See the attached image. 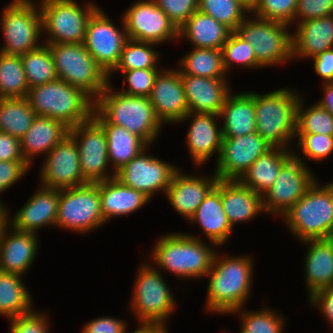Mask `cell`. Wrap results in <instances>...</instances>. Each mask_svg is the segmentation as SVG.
<instances>
[{
	"mask_svg": "<svg viewBox=\"0 0 333 333\" xmlns=\"http://www.w3.org/2000/svg\"><path fill=\"white\" fill-rule=\"evenodd\" d=\"M231 32L212 16L197 10L178 29V40L195 48L222 49Z\"/></svg>",
	"mask_w": 333,
	"mask_h": 333,
	"instance_id": "d6a6232c",
	"label": "cell"
},
{
	"mask_svg": "<svg viewBox=\"0 0 333 333\" xmlns=\"http://www.w3.org/2000/svg\"><path fill=\"white\" fill-rule=\"evenodd\" d=\"M240 329V331H239V333H246L241 327H239ZM221 333H230V331L228 332V330L227 331H221Z\"/></svg>",
	"mask_w": 333,
	"mask_h": 333,
	"instance_id": "e7e4bbea",
	"label": "cell"
},
{
	"mask_svg": "<svg viewBox=\"0 0 333 333\" xmlns=\"http://www.w3.org/2000/svg\"><path fill=\"white\" fill-rule=\"evenodd\" d=\"M59 197L60 190L39 185L17 212L11 214L9 209L7 224L15 230L39 235L43 228H55Z\"/></svg>",
	"mask_w": 333,
	"mask_h": 333,
	"instance_id": "603a6c76",
	"label": "cell"
},
{
	"mask_svg": "<svg viewBox=\"0 0 333 333\" xmlns=\"http://www.w3.org/2000/svg\"><path fill=\"white\" fill-rule=\"evenodd\" d=\"M28 87L49 83L58 78L49 47L42 44L21 56Z\"/></svg>",
	"mask_w": 333,
	"mask_h": 333,
	"instance_id": "b9f144b4",
	"label": "cell"
},
{
	"mask_svg": "<svg viewBox=\"0 0 333 333\" xmlns=\"http://www.w3.org/2000/svg\"><path fill=\"white\" fill-rule=\"evenodd\" d=\"M49 319H52L49 311L34 308L29 313L9 319V333H50L52 320Z\"/></svg>",
	"mask_w": 333,
	"mask_h": 333,
	"instance_id": "681fc988",
	"label": "cell"
},
{
	"mask_svg": "<svg viewBox=\"0 0 333 333\" xmlns=\"http://www.w3.org/2000/svg\"><path fill=\"white\" fill-rule=\"evenodd\" d=\"M323 96L316 102L333 116V82L321 84Z\"/></svg>",
	"mask_w": 333,
	"mask_h": 333,
	"instance_id": "680465c9",
	"label": "cell"
},
{
	"mask_svg": "<svg viewBox=\"0 0 333 333\" xmlns=\"http://www.w3.org/2000/svg\"><path fill=\"white\" fill-rule=\"evenodd\" d=\"M8 223V217H0V233L2 228Z\"/></svg>",
	"mask_w": 333,
	"mask_h": 333,
	"instance_id": "6125c7cd",
	"label": "cell"
},
{
	"mask_svg": "<svg viewBox=\"0 0 333 333\" xmlns=\"http://www.w3.org/2000/svg\"><path fill=\"white\" fill-rule=\"evenodd\" d=\"M194 170L195 173H187L180 167L164 195L173 211L187 222L218 181L214 171L209 175L202 172L200 167H195Z\"/></svg>",
	"mask_w": 333,
	"mask_h": 333,
	"instance_id": "44dd1931",
	"label": "cell"
},
{
	"mask_svg": "<svg viewBox=\"0 0 333 333\" xmlns=\"http://www.w3.org/2000/svg\"><path fill=\"white\" fill-rule=\"evenodd\" d=\"M298 0H257L250 13L255 17L287 23H295Z\"/></svg>",
	"mask_w": 333,
	"mask_h": 333,
	"instance_id": "c3c4849f",
	"label": "cell"
},
{
	"mask_svg": "<svg viewBox=\"0 0 333 333\" xmlns=\"http://www.w3.org/2000/svg\"><path fill=\"white\" fill-rule=\"evenodd\" d=\"M108 83L94 101V109L109 123L121 126L140 137L147 145L157 144L164 125L148 97L124 94Z\"/></svg>",
	"mask_w": 333,
	"mask_h": 333,
	"instance_id": "3957f363",
	"label": "cell"
},
{
	"mask_svg": "<svg viewBox=\"0 0 333 333\" xmlns=\"http://www.w3.org/2000/svg\"><path fill=\"white\" fill-rule=\"evenodd\" d=\"M241 1L251 9V7L256 3L257 0H241Z\"/></svg>",
	"mask_w": 333,
	"mask_h": 333,
	"instance_id": "be15d7a7",
	"label": "cell"
},
{
	"mask_svg": "<svg viewBox=\"0 0 333 333\" xmlns=\"http://www.w3.org/2000/svg\"><path fill=\"white\" fill-rule=\"evenodd\" d=\"M39 185L57 190L75 188L87 182L83 179L75 141L67 135L40 161Z\"/></svg>",
	"mask_w": 333,
	"mask_h": 333,
	"instance_id": "ac0fdd59",
	"label": "cell"
},
{
	"mask_svg": "<svg viewBox=\"0 0 333 333\" xmlns=\"http://www.w3.org/2000/svg\"><path fill=\"white\" fill-rule=\"evenodd\" d=\"M158 47L159 45L154 43L128 39L124 44L119 63L113 71L162 69L160 61H162L163 54Z\"/></svg>",
	"mask_w": 333,
	"mask_h": 333,
	"instance_id": "60d3db41",
	"label": "cell"
},
{
	"mask_svg": "<svg viewBox=\"0 0 333 333\" xmlns=\"http://www.w3.org/2000/svg\"><path fill=\"white\" fill-rule=\"evenodd\" d=\"M189 112L220 115L225 100L234 90L229 78L182 75Z\"/></svg>",
	"mask_w": 333,
	"mask_h": 333,
	"instance_id": "484cf974",
	"label": "cell"
},
{
	"mask_svg": "<svg viewBox=\"0 0 333 333\" xmlns=\"http://www.w3.org/2000/svg\"><path fill=\"white\" fill-rule=\"evenodd\" d=\"M31 169L26 161H0V195L25 179Z\"/></svg>",
	"mask_w": 333,
	"mask_h": 333,
	"instance_id": "816d5d0a",
	"label": "cell"
},
{
	"mask_svg": "<svg viewBox=\"0 0 333 333\" xmlns=\"http://www.w3.org/2000/svg\"><path fill=\"white\" fill-rule=\"evenodd\" d=\"M157 237L146 254L157 270L170 273L179 279L204 280L210 271L219 247L209 241L193 238L186 232H167Z\"/></svg>",
	"mask_w": 333,
	"mask_h": 333,
	"instance_id": "7a4b0ae2",
	"label": "cell"
},
{
	"mask_svg": "<svg viewBox=\"0 0 333 333\" xmlns=\"http://www.w3.org/2000/svg\"><path fill=\"white\" fill-rule=\"evenodd\" d=\"M128 309L135 323L164 324L168 326L177 310L174 289L164 273L148 260H141L136 268ZM167 281V282H166Z\"/></svg>",
	"mask_w": 333,
	"mask_h": 333,
	"instance_id": "277c9868",
	"label": "cell"
},
{
	"mask_svg": "<svg viewBox=\"0 0 333 333\" xmlns=\"http://www.w3.org/2000/svg\"><path fill=\"white\" fill-rule=\"evenodd\" d=\"M156 5L179 29L198 10L199 0H154Z\"/></svg>",
	"mask_w": 333,
	"mask_h": 333,
	"instance_id": "f907efd6",
	"label": "cell"
},
{
	"mask_svg": "<svg viewBox=\"0 0 333 333\" xmlns=\"http://www.w3.org/2000/svg\"><path fill=\"white\" fill-rule=\"evenodd\" d=\"M333 15V0H298L295 23Z\"/></svg>",
	"mask_w": 333,
	"mask_h": 333,
	"instance_id": "f5cc1de1",
	"label": "cell"
},
{
	"mask_svg": "<svg viewBox=\"0 0 333 333\" xmlns=\"http://www.w3.org/2000/svg\"><path fill=\"white\" fill-rule=\"evenodd\" d=\"M307 299L308 306L318 310L329 328L333 327V287L317 290Z\"/></svg>",
	"mask_w": 333,
	"mask_h": 333,
	"instance_id": "11a10c76",
	"label": "cell"
},
{
	"mask_svg": "<svg viewBox=\"0 0 333 333\" xmlns=\"http://www.w3.org/2000/svg\"><path fill=\"white\" fill-rule=\"evenodd\" d=\"M220 252L222 248L217 250L205 277L207 292L203 308L207 314L229 316L233 311L248 306L253 293L256 262L252 254L227 255Z\"/></svg>",
	"mask_w": 333,
	"mask_h": 333,
	"instance_id": "6da1fadb",
	"label": "cell"
},
{
	"mask_svg": "<svg viewBox=\"0 0 333 333\" xmlns=\"http://www.w3.org/2000/svg\"><path fill=\"white\" fill-rule=\"evenodd\" d=\"M151 145H148L135 158L122 166L115 173V178L122 184L144 193L154 200V196L165 195L174 174L180 168L149 153Z\"/></svg>",
	"mask_w": 333,
	"mask_h": 333,
	"instance_id": "9a60e30c",
	"label": "cell"
},
{
	"mask_svg": "<svg viewBox=\"0 0 333 333\" xmlns=\"http://www.w3.org/2000/svg\"><path fill=\"white\" fill-rule=\"evenodd\" d=\"M185 121L190 122L183 142L194 167L202 168L213 158L217 161L223 139L219 115L188 112L179 123Z\"/></svg>",
	"mask_w": 333,
	"mask_h": 333,
	"instance_id": "ffe728a7",
	"label": "cell"
},
{
	"mask_svg": "<svg viewBox=\"0 0 333 333\" xmlns=\"http://www.w3.org/2000/svg\"><path fill=\"white\" fill-rule=\"evenodd\" d=\"M221 201L227 219L235 229L236 224H243L264 215L262 195L252 191L239 180L221 179Z\"/></svg>",
	"mask_w": 333,
	"mask_h": 333,
	"instance_id": "f546056e",
	"label": "cell"
},
{
	"mask_svg": "<svg viewBox=\"0 0 333 333\" xmlns=\"http://www.w3.org/2000/svg\"><path fill=\"white\" fill-rule=\"evenodd\" d=\"M198 10L212 16L232 32L250 14V8L241 0H199Z\"/></svg>",
	"mask_w": 333,
	"mask_h": 333,
	"instance_id": "f6af8a7d",
	"label": "cell"
},
{
	"mask_svg": "<svg viewBox=\"0 0 333 333\" xmlns=\"http://www.w3.org/2000/svg\"><path fill=\"white\" fill-rule=\"evenodd\" d=\"M161 69H135L129 71H112L108 75V81L112 83L115 74L123 79V86L116 88L118 91L132 96L149 97L156 75ZM119 72V73H118Z\"/></svg>",
	"mask_w": 333,
	"mask_h": 333,
	"instance_id": "7dc6e473",
	"label": "cell"
},
{
	"mask_svg": "<svg viewBox=\"0 0 333 333\" xmlns=\"http://www.w3.org/2000/svg\"><path fill=\"white\" fill-rule=\"evenodd\" d=\"M101 214L109 224L146 207L152 200L144 193L122 184L115 177L99 182Z\"/></svg>",
	"mask_w": 333,
	"mask_h": 333,
	"instance_id": "f1b7e54d",
	"label": "cell"
},
{
	"mask_svg": "<svg viewBox=\"0 0 333 333\" xmlns=\"http://www.w3.org/2000/svg\"><path fill=\"white\" fill-rule=\"evenodd\" d=\"M291 28L287 23L260 19L250 13L235 32L252 45L257 62L268 69L293 62Z\"/></svg>",
	"mask_w": 333,
	"mask_h": 333,
	"instance_id": "30bf717a",
	"label": "cell"
},
{
	"mask_svg": "<svg viewBox=\"0 0 333 333\" xmlns=\"http://www.w3.org/2000/svg\"><path fill=\"white\" fill-rule=\"evenodd\" d=\"M99 7L90 17L83 45L95 62L109 75L119 63L124 44L128 40L122 16L119 24ZM121 28V29H120Z\"/></svg>",
	"mask_w": 333,
	"mask_h": 333,
	"instance_id": "5bb4252c",
	"label": "cell"
},
{
	"mask_svg": "<svg viewBox=\"0 0 333 333\" xmlns=\"http://www.w3.org/2000/svg\"><path fill=\"white\" fill-rule=\"evenodd\" d=\"M136 329L127 333H169V327L164 324L136 323Z\"/></svg>",
	"mask_w": 333,
	"mask_h": 333,
	"instance_id": "91938a15",
	"label": "cell"
},
{
	"mask_svg": "<svg viewBox=\"0 0 333 333\" xmlns=\"http://www.w3.org/2000/svg\"><path fill=\"white\" fill-rule=\"evenodd\" d=\"M68 135L77 145L82 176L87 183L115 177L108 159L105 131L93 118L69 128Z\"/></svg>",
	"mask_w": 333,
	"mask_h": 333,
	"instance_id": "2e32d148",
	"label": "cell"
},
{
	"mask_svg": "<svg viewBox=\"0 0 333 333\" xmlns=\"http://www.w3.org/2000/svg\"><path fill=\"white\" fill-rule=\"evenodd\" d=\"M306 247L303 270L306 296L333 287V238L312 239L300 242Z\"/></svg>",
	"mask_w": 333,
	"mask_h": 333,
	"instance_id": "4316f807",
	"label": "cell"
},
{
	"mask_svg": "<svg viewBox=\"0 0 333 333\" xmlns=\"http://www.w3.org/2000/svg\"><path fill=\"white\" fill-rule=\"evenodd\" d=\"M187 223L198 226L203 233V236L191 232L186 233L193 238L213 242L219 248H223L230 241L234 229L230 225L222 206L221 179H218L216 185L205 196L203 202Z\"/></svg>",
	"mask_w": 333,
	"mask_h": 333,
	"instance_id": "d4e9b609",
	"label": "cell"
},
{
	"mask_svg": "<svg viewBox=\"0 0 333 333\" xmlns=\"http://www.w3.org/2000/svg\"><path fill=\"white\" fill-rule=\"evenodd\" d=\"M294 144L297 146L292 149L293 155L306 166H309L308 161L321 163L333 155V136L302 133Z\"/></svg>",
	"mask_w": 333,
	"mask_h": 333,
	"instance_id": "bcb514c9",
	"label": "cell"
},
{
	"mask_svg": "<svg viewBox=\"0 0 333 333\" xmlns=\"http://www.w3.org/2000/svg\"><path fill=\"white\" fill-rule=\"evenodd\" d=\"M0 13V53L21 57L43 44L42 14L37 0H11Z\"/></svg>",
	"mask_w": 333,
	"mask_h": 333,
	"instance_id": "9c48e42d",
	"label": "cell"
},
{
	"mask_svg": "<svg viewBox=\"0 0 333 333\" xmlns=\"http://www.w3.org/2000/svg\"><path fill=\"white\" fill-rule=\"evenodd\" d=\"M28 90L21 57L0 53V98H26Z\"/></svg>",
	"mask_w": 333,
	"mask_h": 333,
	"instance_id": "7bdbcfd3",
	"label": "cell"
},
{
	"mask_svg": "<svg viewBox=\"0 0 333 333\" xmlns=\"http://www.w3.org/2000/svg\"><path fill=\"white\" fill-rule=\"evenodd\" d=\"M292 31V57L309 60L333 48V15L299 22Z\"/></svg>",
	"mask_w": 333,
	"mask_h": 333,
	"instance_id": "83f0119b",
	"label": "cell"
},
{
	"mask_svg": "<svg viewBox=\"0 0 333 333\" xmlns=\"http://www.w3.org/2000/svg\"><path fill=\"white\" fill-rule=\"evenodd\" d=\"M25 276L0 272V315L7 320L31 312L36 306L24 283Z\"/></svg>",
	"mask_w": 333,
	"mask_h": 333,
	"instance_id": "d590c367",
	"label": "cell"
},
{
	"mask_svg": "<svg viewBox=\"0 0 333 333\" xmlns=\"http://www.w3.org/2000/svg\"><path fill=\"white\" fill-rule=\"evenodd\" d=\"M68 134L69 128L63 122L37 115L32 126L20 139L22 156L34 167L36 159L44 157Z\"/></svg>",
	"mask_w": 333,
	"mask_h": 333,
	"instance_id": "4dcf8cb0",
	"label": "cell"
},
{
	"mask_svg": "<svg viewBox=\"0 0 333 333\" xmlns=\"http://www.w3.org/2000/svg\"><path fill=\"white\" fill-rule=\"evenodd\" d=\"M85 1H37L42 14L43 44L83 43L88 21L100 7L95 0Z\"/></svg>",
	"mask_w": 333,
	"mask_h": 333,
	"instance_id": "ba28073f",
	"label": "cell"
},
{
	"mask_svg": "<svg viewBox=\"0 0 333 333\" xmlns=\"http://www.w3.org/2000/svg\"><path fill=\"white\" fill-rule=\"evenodd\" d=\"M223 66L228 76L232 74L233 68H241L247 70L264 69L256 60L253 47L246 42L235 31L231 32L227 41L222 46Z\"/></svg>",
	"mask_w": 333,
	"mask_h": 333,
	"instance_id": "ee69618b",
	"label": "cell"
},
{
	"mask_svg": "<svg viewBox=\"0 0 333 333\" xmlns=\"http://www.w3.org/2000/svg\"><path fill=\"white\" fill-rule=\"evenodd\" d=\"M310 167L294 155L282 165L273 185L262 195V206L266 216L271 215L280 220L305 195L318 179Z\"/></svg>",
	"mask_w": 333,
	"mask_h": 333,
	"instance_id": "4fadbf2b",
	"label": "cell"
},
{
	"mask_svg": "<svg viewBox=\"0 0 333 333\" xmlns=\"http://www.w3.org/2000/svg\"><path fill=\"white\" fill-rule=\"evenodd\" d=\"M271 148L257 131L244 136L223 137L214 173L218 179L239 180L254 161Z\"/></svg>",
	"mask_w": 333,
	"mask_h": 333,
	"instance_id": "d6986e66",
	"label": "cell"
},
{
	"mask_svg": "<svg viewBox=\"0 0 333 333\" xmlns=\"http://www.w3.org/2000/svg\"><path fill=\"white\" fill-rule=\"evenodd\" d=\"M26 98H0V131L21 139L36 117Z\"/></svg>",
	"mask_w": 333,
	"mask_h": 333,
	"instance_id": "f35d334b",
	"label": "cell"
},
{
	"mask_svg": "<svg viewBox=\"0 0 333 333\" xmlns=\"http://www.w3.org/2000/svg\"><path fill=\"white\" fill-rule=\"evenodd\" d=\"M128 320L116 316H98L83 324L80 333H127Z\"/></svg>",
	"mask_w": 333,
	"mask_h": 333,
	"instance_id": "db71d44e",
	"label": "cell"
},
{
	"mask_svg": "<svg viewBox=\"0 0 333 333\" xmlns=\"http://www.w3.org/2000/svg\"><path fill=\"white\" fill-rule=\"evenodd\" d=\"M319 179L281 218L299 242L331 238L333 234V182Z\"/></svg>",
	"mask_w": 333,
	"mask_h": 333,
	"instance_id": "8992f818",
	"label": "cell"
},
{
	"mask_svg": "<svg viewBox=\"0 0 333 333\" xmlns=\"http://www.w3.org/2000/svg\"><path fill=\"white\" fill-rule=\"evenodd\" d=\"M292 155V149L272 147L254 161L239 181L252 191L263 195L273 185L282 165Z\"/></svg>",
	"mask_w": 333,
	"mask_h": 333,
	"instance_id": "e575fe53",
	"label": "cell"
},
{
	"mask_svg": "<svg viewBox=\"0 0 333 333\" xmlns=\"http://www.w3.org/2000/svg\"><path fill=\"white\" fill-rule=\"evenodd\" d=\"M92 118L105 131L108 159L115 172L148 146L140 137L127 129L107 122L95 109Z\"/></svg>",
	"mask_w": 333,
	"mask_h": 333,
	"instance_id": "836d02e7",
	"label": "cell"
},
{
	"mask_svg": "<svg viewBox=\"0 0 333 333\" xmlns=\"http://www.w3.org/2000/svg\"><path fill=\"white\" fill-rule=\"evenodd\" d=\"M261 307L259 310H252L245 306L233 311L229 316L238 317L240 327L246 333H285L288 318L268 304Z\"/></svg>",
	"mask_w": 333,
	"mask_h": 333,
	"instance_id": "74e56055",
	"label": "cell"
},
{
	"mask_svg": "<svg viewBox=\"0 0 333 333\" xmlns=\"http://www.w3.org/2000/svg\"><path fill=\"white\" fill-rule=\"evenodd\" d=\"M121 14L128 39L154 43L178 44V29L154 0H136Z\"/></svg>",
	"mask_w": 333,
	"mask_h": 333,
	"instance_id": "e0dca14e",
	"label": "cell"
},
{
	"mask_svg": "<svg viewBox=\"0 0 333 333\" xmlns=\"http://www.w3.org/2000/svg\"><path fill=\"white\" fill-rule=\"evenodd\" d=\"M148 98L164 126L179 124L189 112L182 75L176 67L166 66L158 72Z\"/></svg>",
	"mask_w": 333,
	"mask_h": 333,
	"instance_id": "7402d4cb",
	"label": "cell"
},
{
	"mask_svg": "<svg viewBox=\"0 0 333 333\" xmlns=\"http://www.w3.org/2000/svg\"><path fill=\"white\" fill-rule=\"evenodd\" d=\"M9 216V208L7 207V204H5L2 200V197L0 195V217H8Z\"/></svg>",
	"mask_w": 333,
	"mask_h": 333,
	"instance_id": "94428289",
	"label": "cell"
},
{
	"mask_svg": "<svg viewBox=\"0 0 333 333\" xmlns=\"http://www.w3.org/2000/svg\"><path fill=\"white\" fill-rule=\"evenodd\" d=\"M306 97L302 92L298 100L295 140L302 133L333 136V116L318 102L310 103L308 106Z\"/></svg>",
	"mask_w": 333,
	"mask_h": 333,
	"instance_id": "ab89813d",
	"label": "cell"
},
{
	"mask_svg": "<svg viewBox=\"0 0 333 333\" xmlns=\"http://www.w3.org/2000/svg\"><path fill=\"white\" fill-rule=\"evenodd\" d=\"M38 239V234L18 231L6 224L0 233V272L27 275L38 257Z\"/></svg>",
	"mask_w": 333,
	"mask_h": 333,
	"instance_id": "cb8c5ba5",
	"label": "cell"
},
{
	"mask_svg": "<svg viewBox=\"0 0 333 333\" xmlns=\"http://www.w3.org/2000/svg\"><path fill=\"white\" fill-rule=\"evenodd\" d=\"M310 60L313 73L322 81L321 84L333 82V48L317 54Z\"/></svg>",
	"mask_w": 333,
	"mask_h": 333,
	"instance_id": "9f6ffc18",
	"label": "cell"
},
{
	"mask_svg": "<svg viewBox=\"0 0 333 333\" xmlns=\"http://www.w3.org/2000/svg\"><path fill=\"white\" fill-rule=\"evenodd\" d=\"M58 78L82 90L93 101L105 90L108 75L83 43L48 44Z\"/></svg>",
	"mask_w": 333,
	"mask_h": 333,
	"instance_id": "8fae6325",
	"label": "cell"
},
{
	"mask_svg": "<svg viewBox=\"0 0 333 333\" xmlns=\"http://www.w3.org/2000/svg\"><path fill=\"white\" fill-rule=\"evenodd\" d=\"M176 68L181 75L208 78H230L223 66L221 49L195 48L186 52Z\"/></svg>",
	"mask_w": 333,
	"mask_h": 333,
	"instance_id": "8d00e7d4",
	"label": "cell"
},
{
	"mask_svg": "<svg viewBox=\"0 0 333 333\" xmlns=\"http://www.w3.org/2000/svg\"><path fill=\"white\" fill-rule=\"evenodd\" d=\"M301 94L285 85L266 93L254 91L256 131L272 147L293 149Z\"/></svg>",
	"mask_w": 333,
	"mask_h": 333,
	"instance_id": "5b68a950",
	"label": "cell"
},
{
	"mask_svg": "<svg viewBox=\"0 0 333 333\" xmlns=\"http://www.w3.org/2000/svg\"><path fill=\"white\" fill-rule=\"evenodd\" d=\"M0 161H25L20 139L0 131Z\"/></svg>",
	"mask_w": 333,
	"mask_h": 333,
	"instance_id": "6f0895ef",
	"label": "cell"
},
{
	"mask_svg": "<svg viewBox=\"0 0 333 333\" xmlns=\"http://www.w3.org/2000/svg\"><path fill=\"white\" fill-rule=\"evenodd\" d=\"M105 225L101 214L99 183L60 190L55 228L89 236Z\"/></svg>",
	"mask_w": 333,
	"mask_h": 333,
	"instance_id": "7c38bea8",
	"label": "cell"
},
{
	"mask_svg": "<svg viewBox=\"0 0 333 333\" xmlns=\"http://www.w3.org/2000/svg\"><path fill=\"white\" fill-rule=\"evenodd\" d=\"M26 99L36 115L59 120L68 128L89 121L93 115L94 101L60 78L29 88Z\"/></svg>",
	"mask_w": 333,
	"mask_h": 333,
	"instance_id": "52a82bcc",
	"label": "cell"
},
{
	"mask_svg": "<svg viewBox=\"0 0 333 333\" xmlns=\"http://www.w3.org/2000/svg\"><path fill=\"white\" fill-rule=\"evenodd\" d=\"M233 90L219 115L223 137L244 136L256 131L254 91Z\"/></svg>",
	"mask_w": 333,
	"mask_h": 333,
	"instance_id": "1f68e13d",
	"label": "cell"
}]
</instances>
